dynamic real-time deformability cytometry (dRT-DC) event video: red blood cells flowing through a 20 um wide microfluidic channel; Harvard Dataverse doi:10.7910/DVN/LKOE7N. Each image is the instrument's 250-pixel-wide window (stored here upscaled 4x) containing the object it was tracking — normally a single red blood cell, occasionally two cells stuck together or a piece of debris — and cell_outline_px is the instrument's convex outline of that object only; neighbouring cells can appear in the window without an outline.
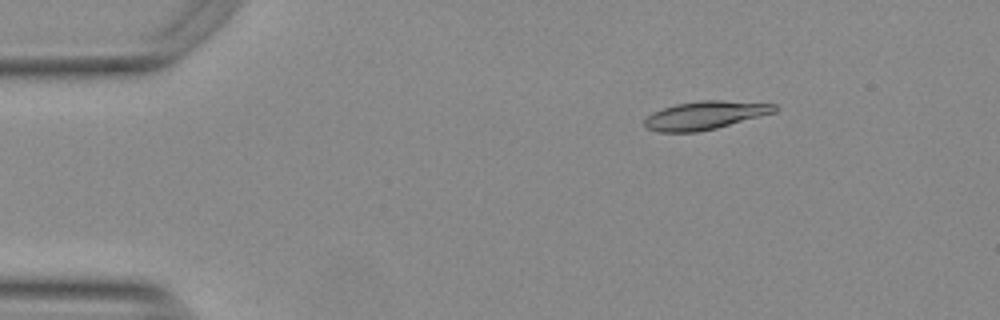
{"species": "Egyptian fruit bat (a non-hibernating species)", "species_latin": "Rousettus aegyptiacus", "temperature_condition": "warm", "stored_images_in_passage": 37, "camera_frame_rate_fps": 3000, "um_per_image_px": 0.085, "animal": {"sex": "female"}, "frame": {"image": 1, "passage_image": 8, "time_ms": 2.333, "image_size_px": [1000, 320], "cell_outline_px": [[780, 108], [776, 112], [716, 128], [696, 132], [656, 132], [648, 128], [644, 124], [644, 120], [652, 112], [676, 104], [700, 100], [724, 100], [776, 104]], "centroid_in_image_um": [59.96, 9.79], "position_along_channel_um": 25.0, "area_um2": 21.44}}
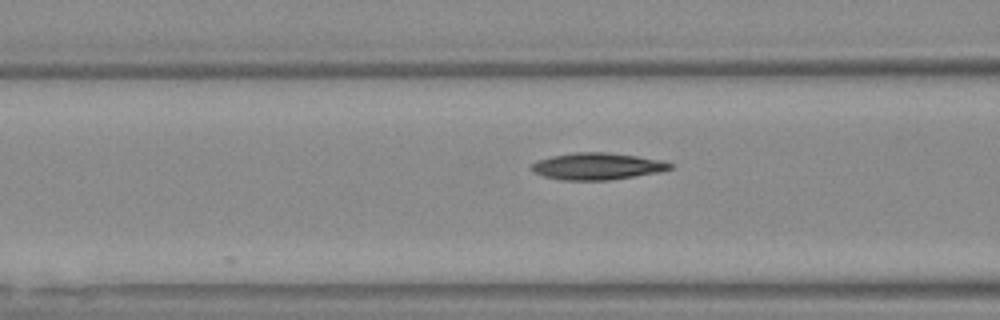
{"frame": {"image": 2, "passage_image": 21, "time_ms": 6.667, "image_size_px": [1000, 320], "cell_outline_px": [[672, 168], [660, 172], [608, 180], [560, 180], [544, 176], [532, 172], [532, 164], [540, 160], [552, 156], [572, 152], [608, 152], [664, 160], [672, 164]], "centroid_in_image_um": [50.78, 14.13], "position_along_channel_um": 115.8, "area_um2": 21.62}}
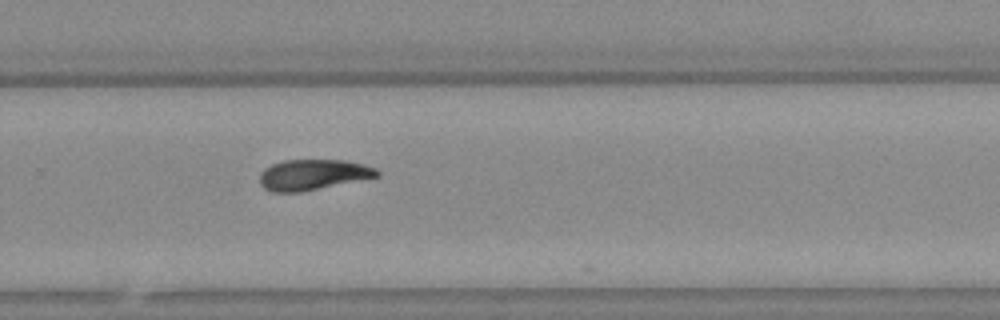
{"frame": {"image": 3, "passage_image": 36, "time_ms": 11.667, "image_size_px": [1000, 320], "cell_outline_px": [[380, 176], [300, 192], [272, 192], [264, 188], [260, 184], [260, 172], [264, 168], [272, 164], [284, 160], [344, 160], [364, 164], [376, 168], [380, 172]], "centroid_in_image_um": [26.59, 14.84], "position_along_channel_um": 303.2, "area_um2": 20.92}}